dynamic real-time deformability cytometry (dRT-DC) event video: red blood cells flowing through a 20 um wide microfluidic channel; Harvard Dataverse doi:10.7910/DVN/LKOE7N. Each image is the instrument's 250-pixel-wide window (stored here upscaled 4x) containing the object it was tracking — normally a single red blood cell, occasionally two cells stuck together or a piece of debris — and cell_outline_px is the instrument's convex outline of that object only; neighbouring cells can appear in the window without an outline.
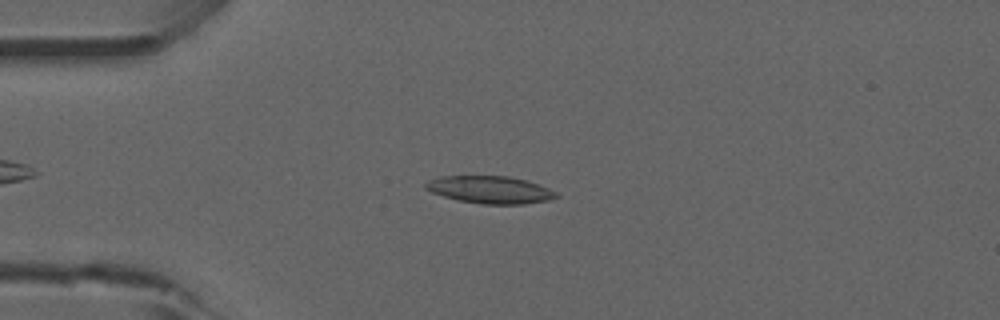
{"species": "common noctule bat (a hibernating species)", "species_latin": "Nyctalus noctula", "temperature_condition": "room temperature", "stored_images_in_passage": 50, "camera_frame_rate_fps": 3000, "um_per_image_px": 0.085, "animal": {"sex": "male", "forearm_length_mm": 52.5}, "frame": {"image": 1, "passage_image": 10, "time_ms": 3.0, "image_size_px": [1000, 320], "cell_outline_px": [[560, 196], [548, 200], [524, 204], [484, 204], [460, 200], [444, 196], [432, 192], [424, 188], [424, 184], [428, 180], [440, 176], [508, 176], [524, 180], [548, 188], [556, 192]], "centroid_in_image_um": [41.64, 16.12], "position_along_channel_um": 43.4, "area_um2": 20.63}}
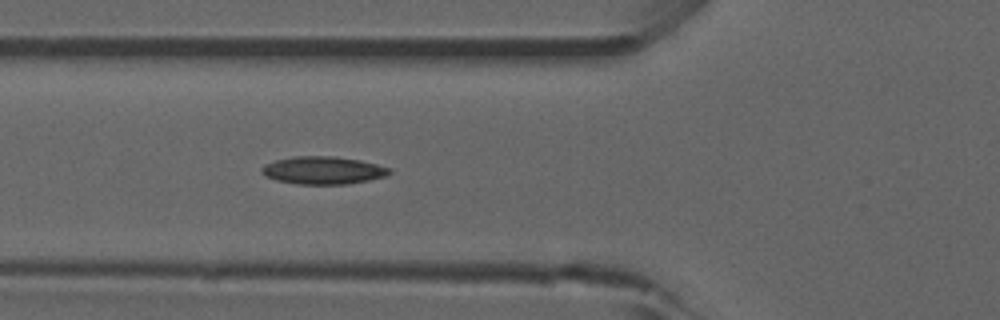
{"frame": {"image": 2, "passage_image": 16, "time_ms": 5.0, "image_size_px": [1000, 320], "cell_outline_px": [[392, 172], [384, 176], [368, 180], [348, 184], [296, 184], [276, 180], [264, 176], [260, 172], [260, 168], [264, 164], [276, 160], [292, 156], [336, 156], [360, 160], [392, 168]], "centroid_in_image_um": [27.43, 14.47], "position_along_channel_um": 98.4, "area_um2": 20.81}}
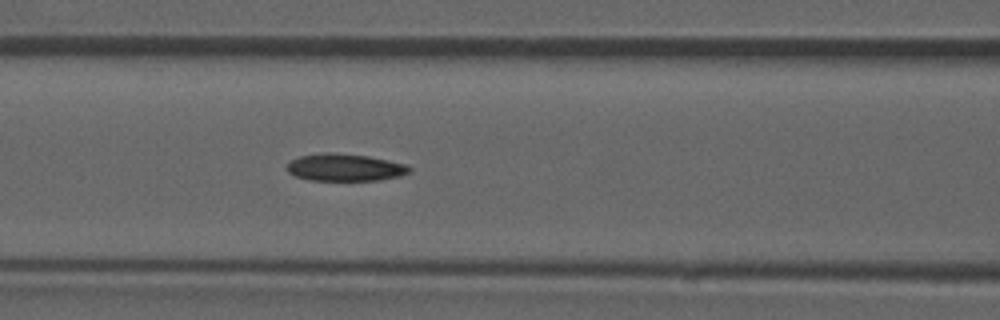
{"frame": {"image": 3, "passage_image": 19, "time_ms": 6.0, "image_size_px": [1000, 320], "cell_outline_px": [[412, 172], [400, 176], [380, 180], [308, 180], [296, 176], [288, 172], [288, 164], [292, 160], [300, 156], [324, 152], [332, 152], [368, 156], [408, 164], [412, 168]], "centroid_in_image_um": [29.38, 14.23], "position_along_channel_um": 137.2, "area_um2": 19.54}, "authors_computed_cell_mechanics": {"area_um2": 20.2878, "velocity_mm_per_s": 3.8556, "shape_relaxation_time_tau1_ms": null, "shape_relaxation_time_tau2_ms": 3.222, "deformation_change_tau1": null, "deformation_change_tau2": 0.1099}}